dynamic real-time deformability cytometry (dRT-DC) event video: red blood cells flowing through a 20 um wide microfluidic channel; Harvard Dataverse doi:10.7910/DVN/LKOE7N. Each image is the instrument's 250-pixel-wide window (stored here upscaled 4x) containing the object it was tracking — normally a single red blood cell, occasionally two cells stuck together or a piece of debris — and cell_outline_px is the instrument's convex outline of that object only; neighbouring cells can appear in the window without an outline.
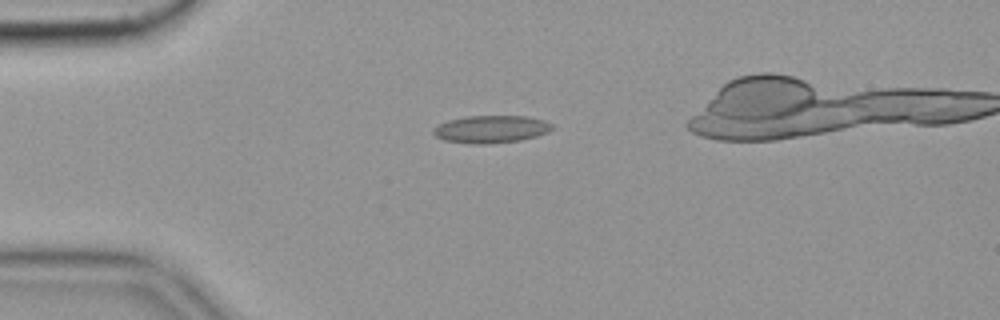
{"species": "common noctule bat (a hibernating species)", "species_latin": "Nyctalus noctula", "temperature_condition": "cold", "stored_images_in_passage": 44, "camera_frame_rate_fps": 3000, "um_per_image_px": 0.085, "animal": {"sex": "female", "body_mass_g": 19.9}, "frame": {"image": 1, "passage_image": 7, "time_ms": 2.0, "image_size_px": [1000, 320], "cell_outline_px": [[552, 128], [548, 132], [536, 136], [520, 140], [488, 144], [472, 144], [444, 140], [436, 136], [432, 132], [432, 128], [448, 120], [468, 116], [528, 116], [544, 120], [552, 124]], "centroid_in_image_um": [41.73, 10.98], "position_along_channel_um": 43.3, "area_um2": 19.02}, "authors_computed_cell_mechanics": {"area_um2": 17.5134, "velocity_mm_per_s": 3.5517, "shape_relaxation_time_tau1_ms": null, "shape_relaxation_time_tau2_ms": 3.0395, "deformation_change_tau1": null, "deformation_change_tau2": 0.1155}}